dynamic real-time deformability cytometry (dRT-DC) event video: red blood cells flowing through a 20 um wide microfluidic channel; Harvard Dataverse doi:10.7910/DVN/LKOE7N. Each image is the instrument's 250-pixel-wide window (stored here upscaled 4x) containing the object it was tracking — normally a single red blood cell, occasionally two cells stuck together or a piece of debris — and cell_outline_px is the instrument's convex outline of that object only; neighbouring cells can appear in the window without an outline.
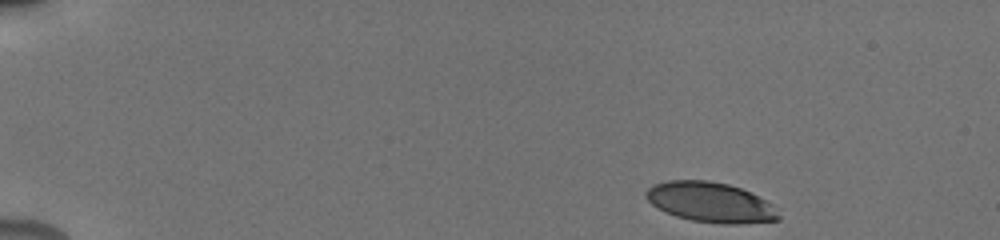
{"species": "human", "species_latin": "Homo sapiens", "temperature_condition": "cold", "stored_images_in_passage": 16, "camera_frame_rate_fps": 3000, "um_per_image_px": 0.085, "donor": {"sex": "male"}, "frame": {"image": 1, "passage_image": 1, "time_ms": 0.0, "image_size_px": [1000, 240], "cell_outline_px": [[780, 220], [736, 224], [724, 224], [692, 220], [676, 216], [652, 204], [644, 196], [644, 192], [652, 184], [668, 180], [708, 180], [728, 184], [740, 188], [764, 200], [780, 216]], "centroid_in_image_um": [60.33, 17.18], "position_along_channel_um": 24.7, "area_um2": 30.46}}
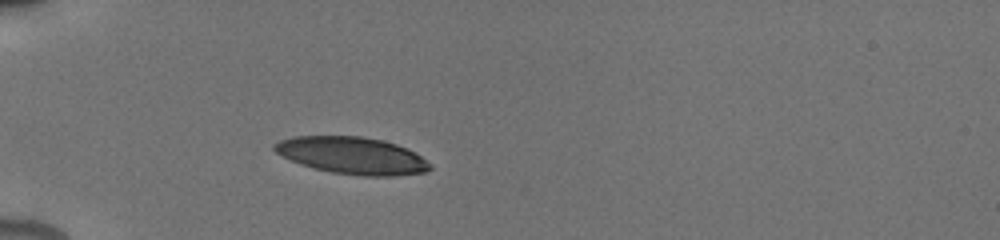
{"frame": {"image": 2, "passage_image": 10, "time_ms": 3.333, "image_size_px": [1000, 240], "cell_outline_px": [[432, 168], [424, 172], [392, 176], [364, 176], [332, 172], [300, 164], [276, 152], [272, 148], [272, 144], [280, 140], [292, 136], [360, 136], [384, 140], [408, 148], [416, 152], [432, 164]], "centroid_in_image_um": [29.96, 13.21], "position_along_channel_um": 55.0, "area_um2": 33.64}}
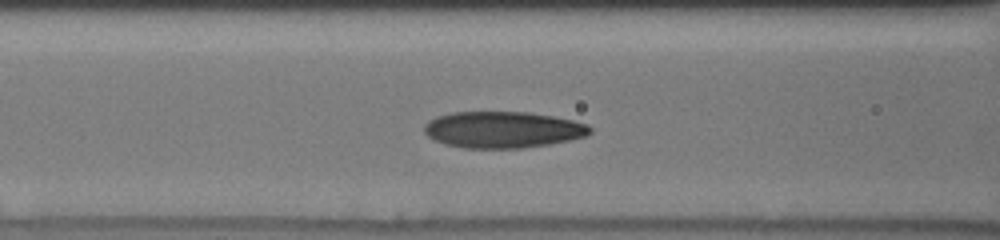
{"frame": {"image": 3, "passage_image": 16, "time_ms": 5.667, "image_size_px": [1000, 240], "cell_outline_px": [[592, 132], [584, 136], [568, 140], [548, 144], [520, 148], [464, 148], [448, 144], [436, 140], [428, 136], [424, 132], [424, 124], [428, 120], [436, 116], [452, 112], [528, 112], [552, 116], [572, 120], [588, 124], [592, 128]], "centroid_in_image_um": [42.72, 11.01], "position_along_channel_um": 123.9, "area_um2": 35.08}}